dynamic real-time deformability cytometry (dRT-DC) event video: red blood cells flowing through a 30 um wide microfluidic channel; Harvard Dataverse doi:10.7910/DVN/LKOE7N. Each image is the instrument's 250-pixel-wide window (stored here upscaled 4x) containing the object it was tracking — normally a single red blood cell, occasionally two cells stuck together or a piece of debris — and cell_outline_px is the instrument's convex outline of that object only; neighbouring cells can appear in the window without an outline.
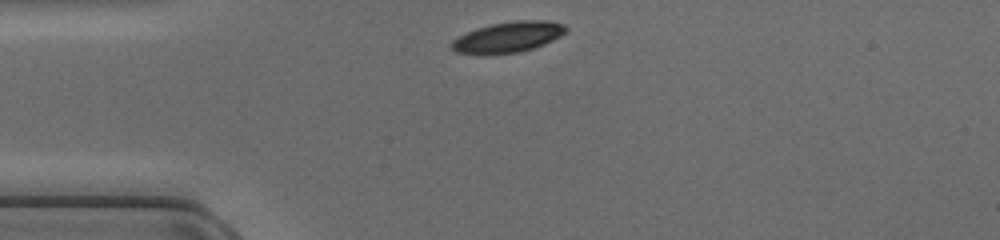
{"species": "common noctule bat (a hibernating species)", "species_latin": "Nyctalus noctula", "temperature_condition": "cold", "stored_images_in_passage": 30, "camera_frame_rate_fps": 3000, "um_per_image_px": 0.085, "animal": {"sex": "female", "body_mass_g": 17.0, "forearm_length_mm": 48.0}, "frame": {"image": 1, "passage_image": 1, "time_ms": 0.0, "image_size_px": [1000, 240], "cell_outline_px": [[568, 28], [560, 36], [544, 44], [520, 52], [484, 56], [456, 52], [452, 48], [452, 40], [476, 28], [492, 24], [516, 20], [548, 20], [564, 24]], "centroid_in_image_um": [43.18, 3.17], "position_along_channel_um": 41.8, "area_um2": 20.58}}
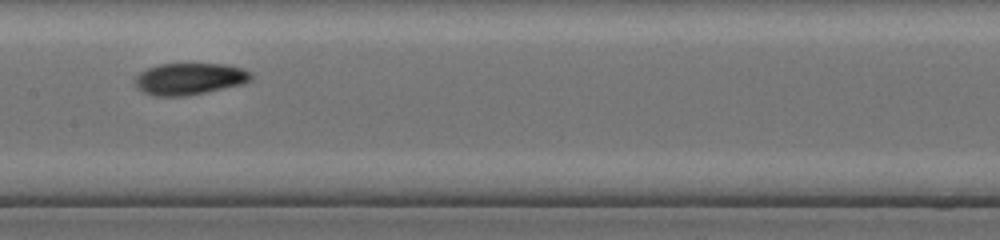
{"frame": {"image": 2, "passage_image": 13, "time_ms": 4.0, "image_size_px": [1000, 240], "cell_outline_px": [[256, 76], [252, 80], [244, 84], [184, 96], [156, 96], [144, 92], [136, 88], [136, 76], [140, 72], [148, 68], [160, 64], [224, 64], [244, 68], [252, 72]], "centroid_in_image_um": [16.18, 6.69], "position_along_channel_um": 191.2, "area_um2": 21.56}}
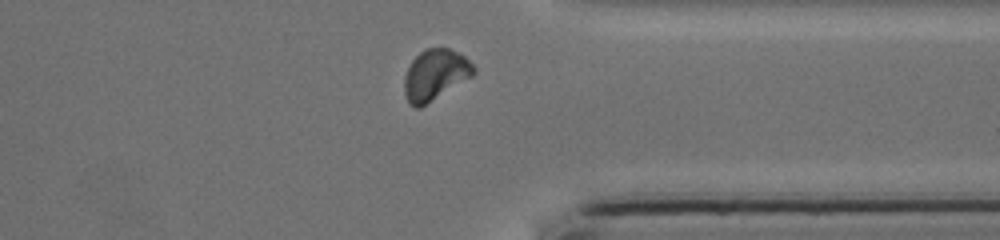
{"frame": {"image": 3, "passage_image": 26, "time_ms": 8.333, "image_size_px": [1000, 240], "cell_outline_px": [[476, 72], [472, 76], [420, 108], [416, 108], [408, 104], [404, 92], [404, 76], [412, 60], [424, 48], [448, 48], [464, 56], [476, 68]], "centroid_in_image_um": [36.97, 6.37], "position_along_channel_um": 374.4, "area_um2": 20.46}}